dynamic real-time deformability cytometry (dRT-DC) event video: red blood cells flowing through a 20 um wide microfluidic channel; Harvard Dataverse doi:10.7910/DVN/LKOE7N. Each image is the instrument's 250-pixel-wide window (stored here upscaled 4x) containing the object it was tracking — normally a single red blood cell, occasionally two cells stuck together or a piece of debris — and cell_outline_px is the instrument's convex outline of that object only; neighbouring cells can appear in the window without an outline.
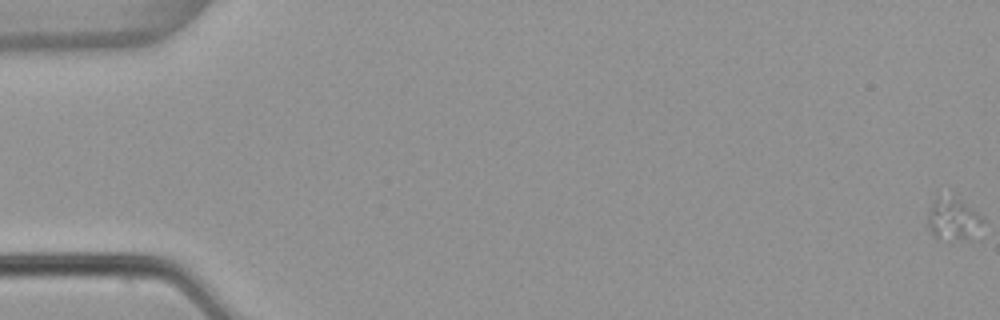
{"species": "common noctule bat (a hibernating species)", "species_latin": "Nyctalus noctula", "temperature_condition": "warm", "stored_images_in_passage": 55, "camera_frame_rate_fps": 3000, "um_per_image_px": 0.085, "animal": {"sex": "female", "body_mass_g": 22.7, "forearm_length_mm": 54.2}, "frame": {"image": 1, "passage_image": 1, "time_ms": 0.0, "image_size_px": [1000, 320], "cell_outline_px": [[984, 220], [968, 240], [936, 240], [932, 236], [928, 224], [928, 208], [932, 200], [936, 196], [960, 200], [984, 216]], "centroid_in_image_um": [80.96, 18.66], "position_along_channel_um": 4.0, "area_um2": 13.58}}